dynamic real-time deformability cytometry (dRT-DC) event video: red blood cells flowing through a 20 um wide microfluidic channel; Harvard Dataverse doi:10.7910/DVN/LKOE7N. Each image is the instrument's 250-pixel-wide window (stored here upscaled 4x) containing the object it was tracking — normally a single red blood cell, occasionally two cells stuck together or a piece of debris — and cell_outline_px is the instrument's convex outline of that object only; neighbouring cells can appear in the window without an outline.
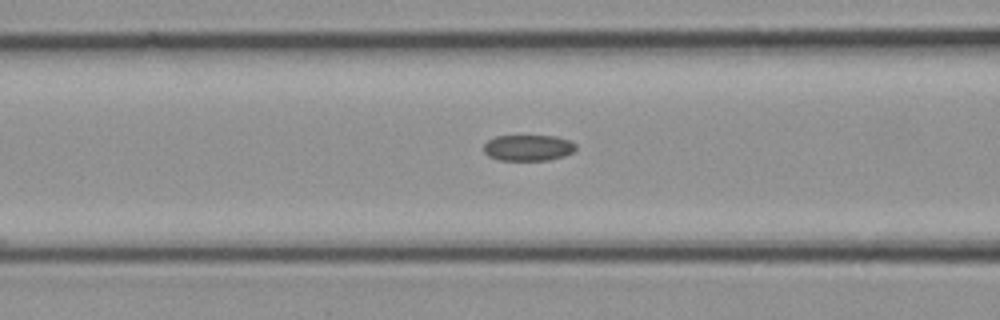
{"species": "common noctule bat (a hibernating species)", "species_latin": "Nyctalus noctula", "temperature_condition": "cold", "stored_images_in_passage": 4, "camera_frame_rate_fps": 3000, "um_per_image_px": 0.085, "animal": {"sex": "female", "body_mass_g": 21.9}, "frame": {"image": 1, "passage_image": 4, "time_ms": 1.0, "image_size_px": [1000, 320], "cell_outline_px": [[576, 148], [572, 152], [564, 156], [548, 160], [500, 160], [488, 156], [484, 152], [484, 144], [488, 140], [496, 136], [556, 136], [568, 140], [576, 144]], "centroid_in_image_um": [44.89, 12.56], "position_along_channel_um": 121.7, "area_um2": 13.93}}